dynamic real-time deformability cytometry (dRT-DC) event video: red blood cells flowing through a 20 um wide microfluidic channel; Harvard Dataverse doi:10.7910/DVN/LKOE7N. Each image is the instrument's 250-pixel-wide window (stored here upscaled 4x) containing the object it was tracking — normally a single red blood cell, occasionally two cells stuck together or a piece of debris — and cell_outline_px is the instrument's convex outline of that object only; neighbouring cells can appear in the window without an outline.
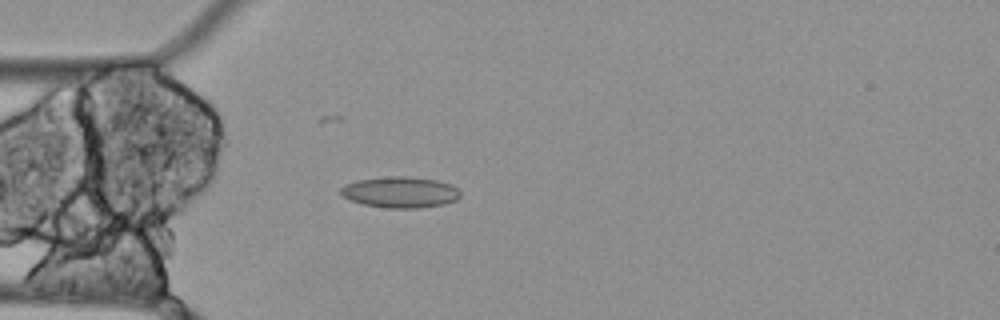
{"species": "Egyptian fruit bat (a non-hibernating species)", "species_latin": "Rousettus aegyptiacus", "temperature_condition": "cold", "stored_images_in_passage": 3, "camera_frame_rate_fps": 3000, "um_per_image_px": 0.085, "animal": {"sex": "female"}, "frame": {"image": 1, "passage_image": 3, "time_ms": 0.667, "image_size_px": [1000, 320], "cell_outline_px": [[460, 196], [456, 200], [444, 204], [420, 208], [388, 208], [364, 204], [340, 196], [340, 188], [344, 184], [356, 180], [388, 176], [408, 176], [436, 180], [452, 184], [460, 192]], "centroid_in_image_um": [34.0, 16.33], "position_along_channel_um": 51.0, "area_um2": 21.79}}